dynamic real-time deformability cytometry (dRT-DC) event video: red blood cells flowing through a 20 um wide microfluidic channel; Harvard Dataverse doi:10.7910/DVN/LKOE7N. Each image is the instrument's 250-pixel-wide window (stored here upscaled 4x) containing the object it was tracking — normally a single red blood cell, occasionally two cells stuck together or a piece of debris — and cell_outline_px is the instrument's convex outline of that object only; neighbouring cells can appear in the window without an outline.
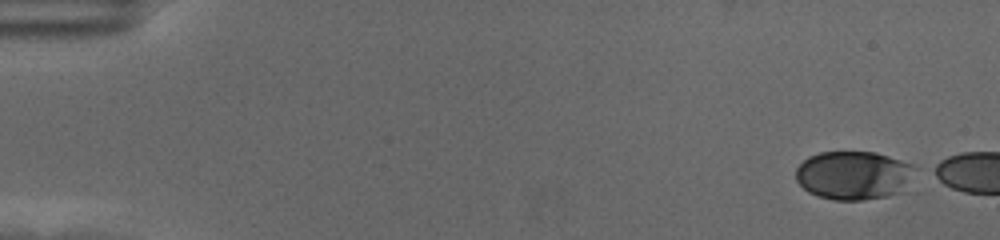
{"species": "human", "species_latin": "Homo sapiens", "temperature_condition": "cold", "stored_images_in_passage": 6, "camera_frame_rate_fps": 3000, "um_per_image_px": 0.085, "donor": {"sex": "female"}, "frame": {"image": 1, "passage_image": 1, "time_ms": 0.0, "image_size_px": [1000, 240], "cell_outline_px": [[920, 168], [908, 188], [904, 192], [888, 196], [864, 200], [832, 200], [808, 192], [796, 180], [796, 168], [808, 156], [820, 152], [876, 152], [912, 164]], "centroid_in_image_um": [72.65, 14.91], "position_along_channel_um": 12.4, "area_um2": 34.45}}